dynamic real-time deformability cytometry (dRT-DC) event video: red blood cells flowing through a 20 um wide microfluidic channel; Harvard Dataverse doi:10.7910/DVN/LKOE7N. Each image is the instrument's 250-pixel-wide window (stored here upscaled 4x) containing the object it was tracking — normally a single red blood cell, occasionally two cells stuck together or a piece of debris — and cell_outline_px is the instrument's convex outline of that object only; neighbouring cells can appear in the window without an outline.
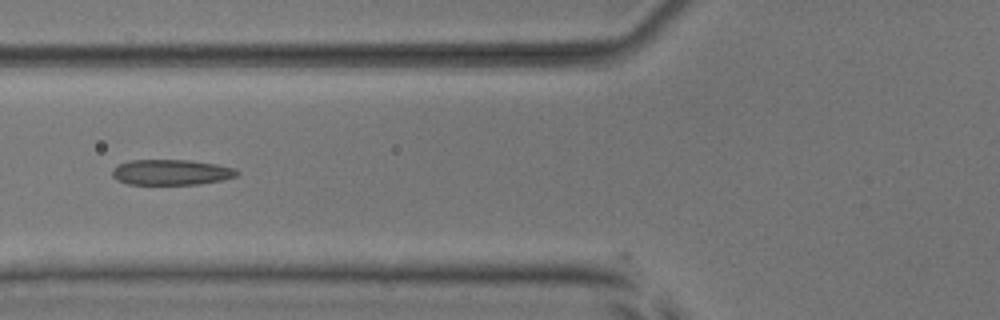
{"species": "common noctule bat (a hibernating species)", "species_latin": "Nyctalus noctula", "temperature_condition": "room temperature", "stored_images_in_passage": 4, "camera_frame_rate_fps": 3000, "um_per_image_px": 0.085, "animal": {"sex": "male", "body_mass_g": 17.9, "forearm_length_mm": 54.2}, "frame": {"image": 1, "passage_image": 2, "time_ms": 0.333, "image_size_px": [1000, 320], "cell_outline_px": [[240, 172], [236, 176], [220, 180], [200, 184], [128, 184], [116, 180], [112, 176], [112, 168], [128, 160], [192, 160], [216, 164], [236, 168]], "centroid_in_image_um": [14.54, 14.63], "position_along_channel_um": 111.3, "area_um2": 18.61}}